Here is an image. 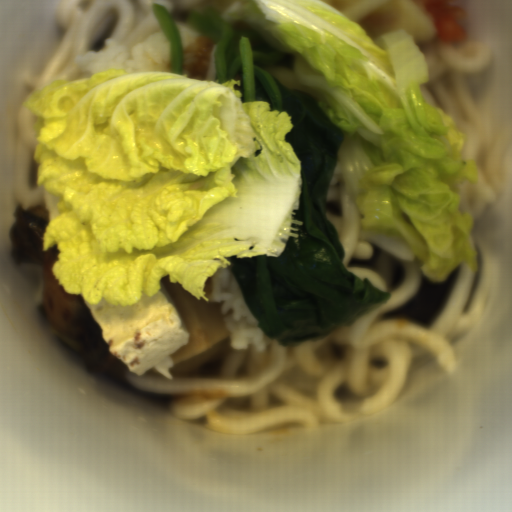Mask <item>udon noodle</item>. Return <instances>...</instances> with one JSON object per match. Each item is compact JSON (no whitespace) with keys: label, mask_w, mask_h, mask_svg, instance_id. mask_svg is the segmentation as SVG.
<instances>
[{"label":"udon noodle","mask_w":512,"mask_h":512,"mask_svg":"<svg viewBox=\"0 0 512 512\" xmlns=\"http://www.w3.org/2000/svg\"><path fill=\"white\" fill-rule=\"evenodd\" d=\"M362 214L346 185L339 156L327 188L326 219L339 234L347 271L365 277L392 297L351 326H336L325 337L283 347L270 339L264 348L233 343L198 370L151 368L123 378L135 388L165 395L177 420L206 431L243 436L288 425L335 426L376 415L400 398L421 361L453 372V339L476 324L493 288L485 252L474 248L479 271L459 266L456 282L436 319L424 329L406 318L386 315L419 290L422 262L407 243L362 228Z\"/></svg>","instance_id":"obj_1"},{"label":"udon noodle","mask_w":512,"mask_h":512,"mask_svg":"<svg viewBox=\"0 0 512 512\" xmlns=\"http://www.w3.org/2000/svg\"><path fill=\"white\" fill-rule=\"evenodd\" d=\"M324 1L357 22L370 39L406 31L428 63L429 81L421 85L425 103L442 108L461 134L462 160L475 163L476 181L463 178L460 213L477 223L502 197L508 158L509 130L476 100L475 74L486 68L489 45L468 36L463 42L441 38L429 11L418 0H299Z\"/></svg>","instance_id":"obj_2"},{"label":"udon noodle","mask_w":512,"mask_h":512,"mask_svg":"<svg viewBox=\"0 0 512 512\" xmlns=\"http://www.w3.org/2000/svg\"><path fill=\"white\" fill-rule=\"evenodd\" d=\"M255 0H58L55 13L63 31L62 39L46 68L38 76L24 75L20 88L28 92L57 80L83 78L77 62L84 48L99 45L110 34L136 38L164 31L155 16L153 4L169 11L176 27L185 22L191 9L204 14L208 7L220 9L221 18L240 30H252L246 23L230 20V12Z\"/></svg>","instance_id":"obj_3"},{"label":"udon noodle","mask_w":512,"mask_h":512,"mask_svg":"<svg viewBox=\"0 0 512 512\" xmlns=\"http://www.w3.org/2000/svg\"><path fill=\"white\" fill-rule=\"evenodd\" d=\"M37 116L33 115L24 105L19 112L13 192L18 206L30 209L45 207L43 189L36 185L37 162L34 150L38 143L33 128Z\"/></svg>","instance_id":"obj_4"}]
</instances>
